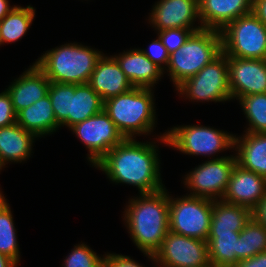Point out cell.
<instances>
[{
  "instance_id": "cell-1",
  "label": "cell",
  "mask_w": 266,
  "mask_h": 267,
  "mask_svg": "<svg viewBox=\"0 0 266 267\" xmlns=\"http://www.w3.org/2000/svg\"><path fill=\"white\" fill-rule=\"evenodd\" d=\"M156 151L155 142L143 143L127 138L112 148L94 167L105 172L116 184L136 186L139 194L154 193L165 188Z\"/></svg>"
},
{
  "instance_id": "cell-2",
  "label": "cell",
  "mask_w": 266,
  "mask_h": 267,
  "mask_svg": "<svg viewBox=\"0 0 266 267\" xmlns=\"http://www.w3.org/2000/svg\"><path fill=\"white\" fill-rule=\"evenodd\" d=\"M124 212L125 226L134 244L154 261L153 255L169 232V195L166 188L132 198Z\"/></svg>"
},
{
  "instance_id": "cell-3",
  "label": "cell",
  "mask_w": 266,
  "mask_h": 267,
  "mask_svg": "<svg viewBox=\"0 0 266 267\" xmlns=\"http://www.w3.org/2000/svg\"><path fill=\"white\" fill-rule=\"evenodd\" d=\"M152 91V88L133 87L104 101V111L125 139L151 134L154 129L156 112Z\"/></svg>"
},
{
  "instance_id": "cell-4",
  "label": "cell",
  "mask_w": 266,
  "mask_h": 267,
  "mask_svg": "<svg viewBox=\"0 0 266 267\" xmlns=\"http://www.w3.org/2000/svg\"><path fill=\"white\" fill-rule=\"evenodd\" d=\"M102 55L96 49L68 43L46 51L35 64L50 82L86 84Z\"/></svg>"
},
{
  "instance_id": "cell-5",
  "label": "cell",
  "mask_w": 266,
  "mask_h": 267,
  "mask_svg": "<svg viewBox=\"0 0 266 267\" xmlns=\"http://www.w3.org/2000/svg\"><path fill=\"white\" fill-rule=\"evenodd\" d=\"M222 52L221 34L218 30L201 29L193 32L186 42L169 55L165 70L177 88L196 75Z\"/></svg>"
},
{
  "instance_id": "cell-6",
  "label": "cell",
  "mask_w": 266,
  "mask_h": 267,
  "mask_svg": "<svg viewBox=\"0 0 266 267\" xmlns=\"http://www.w3.org/2000/svg\"><path fill=\"white\" fill-rule=\"evenodd\" d=\"M220 34L226 56L266 60V26L253 12L230 22Z\"/></svg>"
},
{
  "instance_id": "cell-7",
  "label": "cell",
  "mask_w": 266,
  "mask_h": 267,
  "mask_svg": "<svg viewBox=\"0 0 266 267\" xmlns=\"http://www.w3.org/2000/svg\"><path fill=\"white\" fill-rule=\"evenodd\" d=\"M161 142L171 146L182 153L189 155L209 156L232 149L234 135L225 131L200 125H186L173 127L159 136Z\"/></svg>"
},
{
  "instance_id": "cell-8",
  "label": "cell",
  "mask_w": 266,
  "mask_h": 267,
  "mask_svg": "<svg viewBox=\"0 0 266 267\" xmlns=\"http://www.w3.org/2000/svg\"><path fill=\"white\" fill-rule=\"evenodd\" d=\"M213 202L191 195L175 199L169 196V231L207 241Z\"/></svg>"
},
{
  "instance_id": "cell-9",
  "label": "cell",
  "mask_w": 266,
  "mask_h": 267,
  "mask_svg": "<svg viewBox=\"0 0 266 267\" xmlns=\"http://www.w3.org/2000/svg\"><path fill=\"white\" fill-rule=\"evenodd\" d=\"M176 90L191 101H230L227 56L221 52L193 77L185 80Z\"/></svg>"
},
{
  "instance_id": "cell-10",
  "label": "cell",
  "mask_w": 266,
  "mask_h": 267,
  "mask_svg": "<svg viewBox=\"0 0 266 267\" xmlns=\"http://www.w3.org/2000/svg\"><path fill=\"white\" fill-rule=\"evenodd\" d=\"M236 163V156L231 155L213 158L195 167L184 178L186 188L191 189L189 195L221 200Z\"/></svg>"
},
{
  "instance_id": "cell-11",
  "label": "cell",
  "mask_w": 266,
  "mask_h": 267,
  "mask_svg": "<svg viewBox=\"0 0 266 267\" xmlns=\"http://www.w3.org/2000/svg\"><path fill=\"white\" fill-rule=\"evenodd\" d=\"M154 262L160 267H209L208 243L168 232L156 251Z\"/></svg>"
},
{
  "instance_id": "cell-12",
  "label": "cell",
  "mask_w": 266,
  "mask_h": 267,
  "mask_svg": "<svg viewBox=\"0 0 266 267\" xmlns=\"http://www.w3.org/2000/svg\"><path fill=\"white\" fill-rule=\"evenodd\" d=\"M70 130L86 145L89 151L87 160L93 166L125 139L104 109Z\"/></svg>"
},
{
  "instance_id": "cell-13",
  "label": "cell",
  "mask_w": 266,
  "mask_h": 267,
  "mask_svg": "<svg viewBox=\"0 0 266 267\" xmlns=\"http://www.w3.org/2000/svg\"><path fill=\"white\" fill-rule=\"evenodd\" d=\"M232 99L266 93V60L228 57Z\"/></svg>"
},
{
  "instance_id": "cell-14",
  "label": "cell",
  "mask_w": 266,
  "mask_h": 267,
  "mask_svg": "<svg viewBox=\"0 0 266 267\" xmlns=\"http://www.w3.org/2000/svg\"><path fill=\"white\" fill-rule=\"evenodd\" d=\"M266 196V178L235 164L221 200L253 211Z\"/></svg>"
},
{
  "instance_id": "cell-15",
  "label": "cell",
  "mask_w": 266,
  "mask_h": 267,
  "mask_svg": "<svg viewBox=\"0 0 266 267\" xmlns=\"http://www.w3.org/2000/svg\"><path fill=\"white\" fill-rule=\"evenodd\" d=\"M196 19L200 22L198 0H160L153 6L149 22L155 30L171 28L203 29L193 26Z\"/></svg>"
},
{
  "instance_id": "cell-16",
  "label": "cell",
  "mask_w": 266,
  "mask_h": 267,
  "mask_svg": "<svg viewBox=\"0 0 266 267\" xmlns=\"http://www.w3.org/2000/svg\"><path fill=\"white\" fill-rule=\"evenodd\" d=\"M14 81L6 91L16 114L45 97L51 83L35 63Z\"/></svg>"
},
{
  "instance_id": "cell-17",
  "label": "cell",
  "mask_w": 266,
  "mask_h": 267,
  "mask_svg": "<svg viewBox=\"0 0 266 267\" xmlns=\"http://www.w3.org/2000/svg\"><path fill=\"white\" fill-rule=\"evenodd\" d=\"M88 84L103 102L133 88L116 59L104 54L98 60Z\"/></svg>"
},
{
  "instance_id": "cell-18",
  "label": "cell",
  "mask_w": 266,
  "mask_h": 267,
  "mask_svg": "<svg viewBox=\"0 0 266 267\" xmlns=\"http://www.w3.org/2000/svg\"><path fill=\"white\" fill-rule=\"evenodd\" d=\"M252 0H198L203 29L221 31L227 24L252 12Z\"/></svg>"
},
{
  "instance_id": "cell-19",
  "label": "cell",
  "mask_w": 266,
  "mask_h": 267,
  "mask_svg": "<svg viewBox=\"0 0 266 267\" xmlns=\"http://www.w3.org/2000/svg\"><path fill=\"white\" fill-rule=\"evenodd\" d=\"M113 57L133 87L153 88L164 74V71L151 62L141 49H130Z\"/></svg>"
},
{
  "instance_id": "cell-20",
  "label": "cell",
  "mask_w": 266,
  "mask_h": 267,
  "mask_svg": "<svg viewBox=\"0 0 266 267\" xmlns=\"http://www.w3.org/2000/svg\"><path fill=\"white\" fill-rule=\"evenodd\" d=\"M36 136L19 124L0 128V169L11 162H22L32 153Z\"/></svg>"
},
{
  "instance_id": "cell-21",
  "label": "cell",
  "mask_w": 266,
  "mask_h": 267,
  "mask_svg": "<svg viewBox=\"0 0 266 267\" xmlns=\"http://www.w3.org/2000/svg\"><path fill=\"white\" fill-rule=\"evenodd\" d=\"M237 164L266 178V133H245L234 136Z\"/></svg>"
},
{
  "instance_id": "cell-22",
  "label": "cell",
  "mask_w": 266,
  "mask_h": 267,
  "mask_svg": "<svg viewBox=\"0 0 266 267\" xmlns=\"http://www.w3.org/2000/svg\"><path fill=\"white\" fill-rule=\"evenodd\" d=\"M16 123L37 138L51 134L60 127L48 94L30 107L19 111L16 114Z\"/></svg>"
},
{
  "instance_id": "cell-23",
  "label": "cell",
  "mask_w": 266,
  "mask_h": 267,
  "mask_svg": "<svg viewBox=\"0 0 266 267\" xmlns=\"http://www.w3.org/2000/svg\"><path fill=\"white\" fill-rule=\"evenodd\" d=\"M252 218V211L241 205L214 200L209 233L240 232Z\"/></svg>"
},
{
  "instance_id": "cell-24",
  "label": "cell",
  "mask_w": 266,
  "mask_h": 267,
  "mask_svg": "<svg viewBox=\"0 0 266 267\" xmlns=\"http://www.w3.org/2000/svg\"><path fill=\"white\" fill-rule=\"evenodd\" d=\"M239 235L240 232L208 234L206 242L212 267H235L237 265Z\"/></svg>"
},
{
  "instance_id": "cell-25",
  "label": "cell",
  "mask_w": 266,
  "mask_h": 267,
  "mask_svg": "<svg viewBox=\"0 0 266 267\" xmlns=\"http://www.w3.org/2000/svg\"><path fill=\"white\" fill-rule=\"evenodd\" d=\"M104 102L92 87L86 84H75V94L71 96V114L69 129L103 110Z\"/></svg>"
},
{
  "instance_id": "cell-26",
  "label": "cell",
  "mask_w": 266,
  "mask_h": 267,
  "mask_svg": "<svg viewBox=\"0 0 266 267\" xmlns=\"http://www.w3.org/2000/svg\"><path fill=\"white\" fill-rule=\"evenodd\" d=\"M34 17L33 6H15L0 21V45L20 40L29 30Z\"/></svg>"
},
{
  "instance_id": "cell-27",
  "label": "cell",
  "mask_w": 266,
  "mask_h": 267,
  "mask_svg": "<svg viewBox=\"0 0 266 267\" xmlns=\"http://www.w3.org/2000/svg\"><path fill=\"white\" fill-rule=\"evenodd\" d=\"M13 222L10 205L0 190V252L19 265L20 251Z\"/></svg>"
},
{
  "instance_id": "cell-28",
  "label": "cell",
  "mask_w": 266,
  "mask_h": 267,
  "mask_svg": "<svg viewBox=\"0 0 266 267\" xmlns=\"http://www.w3.org/2000/svg\"><path fill=\"white\" fill-rule=\"evenodd\" d=\"M266 251V228L253 218L240 231L238 260H244Z\"/></svg>"
},
{
  "instance_id": "cell-29",
  "label": "cell",
  "mask_w": 266,
  "mask_h": 267,
  "mask_svg": "<svg viewBox=\"0 0 266 267\" xmlns=\"http://www.w3.org/2000/svg\"><path fill=\"white\" fill-rule=\"evenodd\" d=\"M249 122L247 133H266V93L250 94L239 99Z\"/></svg>"
},
{
  "instance_id": "cell-30",
  "label": "cell",
  "mask_w": 266,
  "mask_h": 267,
  "mask_svg": "<svg viewBox=\"0 0 266 267\" xmlns=\"http://www.w3.org/2000/svg\"><path fill=\"white\" fill-rule=\"evenodd\" d=\"M75 94V84L51 82L48 89L56 122L61 126L69 127L71 114V96Z\"/></svg>"
},
{
  "instance_id": "cell-31",
  "label": "cell",
  "mask_w": 266,
  "mask_h": 267,
  "mask_svg": "<svg viewBox=\"0 0 266 267\" xmlns=\"http://www.w3.org/2000/svg\"><path fill=\"white\" fill-rule=\"evenodd\" d=\"M64 267H104V255L99 257L85 243L74 246L64 259Z\"/></svg>"
},
{
  "instance_id": "cell-32",
  "label": "cell",
  "mask_w": 266,
  "mask_h": 267,
  "mask_svg": "<svg viewBox=\"0 0 266 267\" xmlns=\"http://www.w3.org/2000/svg\"><path fill=\"white\" fill-rule=\"evenodd\" d=\"M199 30L201 29L171 28L157 31V36L162 41V44L167 49V52L171 54L180 48L193 32Z\"/></svg>"
},
{
  "instance_id": "cell-33",
  "label": "cell",
  "mask_w": 266,
  "mask_h": 267,
  "mask_svg": "<svg viewBox=\"0 0 266 267\" xmlns=\"http://www.w3.org/2000/svg\"><path fill=\"white\" fill-rule=\"evenodd\" d=\"M141 51L151 62H153L163 71L165 70L163 64H165V66H168L170 54L167 52V49L162 44V41L159 37L156 40L152 41V43L149 45V50L141 49Z\"/></svg>"
},
{
  "instance_id": "cell-34",
  "label": "cell",
  "mask_w": 266,
  "mask_h": 267,
  "mask_svg": "<svg viewBox=\"0 0 266 267\" xmlns=\"http://www.w3.org/2000/svg\"><path fill=\"white\" fill-rule=\"evenodd\" d=\"M16 123V113L9 93L4 90L0 93V128Z\"/></svg>"
},
{
  "instance_id": "cell-35",
  "label": "cell",
  "mask_w": 266,
  "mask_h": 267,
  "mask_svg": "<svg viewBox=\"0 0 266 267\" xmlns=\"http://www.w3.org/2000/svg\"><path fill=\"white\" fill-rule=\"evenodd\" d=\"M104 256V267H143L129 256L114 253Z\"/></svg>"
},
{
  "instance_id": "cell-36",
  "label": "cell",
  "mask_w": 266,
  "mask_h": 267,
  "mask_svg": "<svg viewBox=\"0 0 266 267\" xmlns=\"http://www.w3.org/2000/svg\"><path fill=\"white\" fill-rule=\"evenodd\" d=\"M235 267H266V251L256 256L240 260Z\"/></svg>"
},
{
  "instance_id": "cell-37",
  "label": "cell",
  "mask_w": 266,
  "mask_h": 267,
  "mask_svg": "<svg viewBox=\"0 0 266 267\" xmlns=\"http://www.w3.org/2000/svg\"><path fill=\"white\" fill-rule=\"evenodd\" d=\"M252 218L266 228V196L258 203L252 211Z\"/></svg>"
},
{
  "instance_id": "cell-38",
  "label": "cell",
  "mask_w": 266,
  "mask_h": 267,
  "mask_svg": "<svg viewBox=\"0 0 266 267\" xmlns=\"http://www.w3.org/2000/svg\"><path fill=\"white\" fill-rule=\"evenodd\" d=\"M252 12L266 26V0H254Z\"/></svg>"
},
{
  "instance_id": "cell-39",
  "label": "cell",
  "mask_w": 266,
  "mask_h": 267,
  "mask_svg": "<svg viewBox=\"0 0 266 267\" xmlns=\"http://www.w3.org/2000/svg\"><path fill=\"white\" fill-rule=\"evenodd\" d=\"M11 7L8 0H0V21L14 8Z\"/></svg>"
},
{
  "instance_id": "cell-40",
  "label": "cell",
  "mask_w": 266,
  "mask_h": 267,
  "mask_svg": "<svg viewBox=\"0 0 266 267\" xmlns=\"http://www.w3.org/2000/svg\"><path fill=\"white\" fill-rule=\"evenodd\" d=\"M18 265L9 257L0 252V267H17Z\"/></svg>"
}]
</instances>
